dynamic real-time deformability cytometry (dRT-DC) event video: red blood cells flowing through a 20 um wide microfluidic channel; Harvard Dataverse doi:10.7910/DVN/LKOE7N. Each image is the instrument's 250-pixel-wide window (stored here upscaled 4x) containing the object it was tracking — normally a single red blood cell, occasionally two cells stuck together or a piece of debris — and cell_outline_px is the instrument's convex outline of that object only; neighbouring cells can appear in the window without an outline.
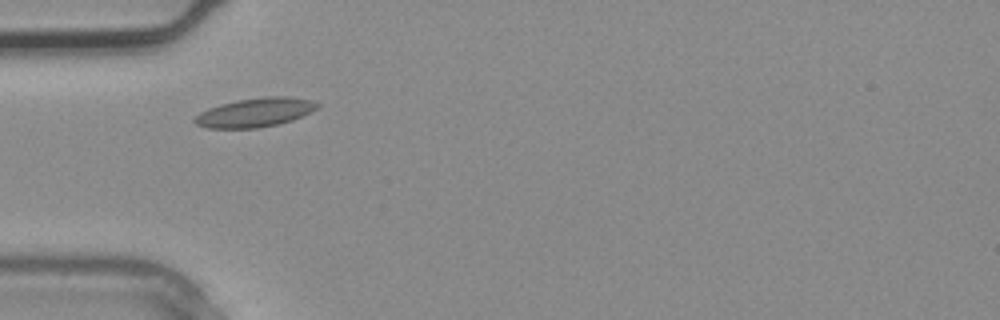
{"species": "common noctule bat (a hibernating species)", "species_latin": "Nyctalus noctula", "temperature_condition": "warm", "stored_images_in_passage": 2, "camera_frame_rate_fps": 3000, "um_per_image_px": 0.085, "animal": {"sex": "male", "body_mass_g": 20.4}, "frame": {"image": 1, "passage_image": 2, "time_ms": 0.333, "image_size_px": [1000, 320], "cell_outline_px": [[320, 108], [312, 112], [292, 120], [280, 124], [256, 128], [208, 128], [196, 124], [192, 120], [200, 112], [208, 108], [220, 104], [236, 100], [268, 96], [288, 96], [312, 100], [320, 104]], "centroid_in_image_um": [21.72, 9.55], "position_along_channel_um": 63.3, "area_um2": 20.92}}